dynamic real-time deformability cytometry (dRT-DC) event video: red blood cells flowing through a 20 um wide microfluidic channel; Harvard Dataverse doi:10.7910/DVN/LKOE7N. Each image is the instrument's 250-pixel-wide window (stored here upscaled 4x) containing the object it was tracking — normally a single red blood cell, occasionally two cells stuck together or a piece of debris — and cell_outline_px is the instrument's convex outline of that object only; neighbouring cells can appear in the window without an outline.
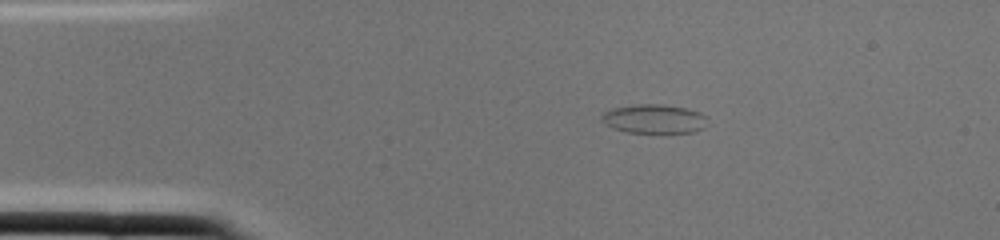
{"species": "common noctule bat (a hibernating species)", "species_latin": "Nyctalus noctula", "temperature_condition": "cold", "stored_images_in_passage": 1, "camera_frame_rate_fps": 3000, "um_per_image_px": 0.085, "animal": {"sex": "female", "body_mass_g": 22.0, "forearm_length_mm": 56.7}, "frame": {"image": 1, "passage_image": 1, "time_ms": 0.0, "image_size_px": [1000, 240], "cell_outline_px": [[708, 116], [704, 128], [692, 132], [624, 132], [612, 128], [604, 124], [600, 120], [600, 116], [604, 112], [612, 108], [636, 104], [660, 104], [688, 108], [700, 112]], "centroid_in_image_um": [55.58, 10.09], "position_along_channel_um": 29.4, "area_um2": 18.09}}